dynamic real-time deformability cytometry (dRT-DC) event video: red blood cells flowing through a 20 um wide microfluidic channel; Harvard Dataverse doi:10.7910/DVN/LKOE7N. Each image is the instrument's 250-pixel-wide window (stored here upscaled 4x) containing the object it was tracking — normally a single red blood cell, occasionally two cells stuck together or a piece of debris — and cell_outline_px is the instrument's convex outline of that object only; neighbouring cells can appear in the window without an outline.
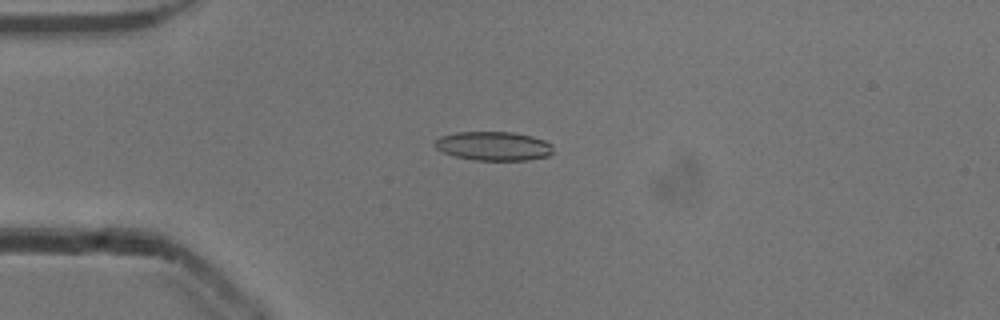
{"species": "common noctule bat (a hibernating species)", "species_latin": "Nyctalus noctula", "temperature_condition": "cold", "stored_images_in_passage": 52, "camera_frame_rate_fps": 3000, "um_per_image_px": 0.085, "animal": {"sex": "male", "body_mass_g": 13.3}, "frame": {"image": 1, "passage_image": 13, "time_ms": 4.0, "image_size_px": [1000, 320], "cell_outline_px": [[552, 152], [548, 156], [528, 160], [476, 160], [456, 156], [444, 152], [436, 148], [436, 140], [440, 136], [456, 132], [512, 132], [532, 136], [544, 140], [552, 144]], "centroid_in_image_um": [41.98, 12.41], "position_along_channel_um": 43.0, "area_um2": 19.83}}
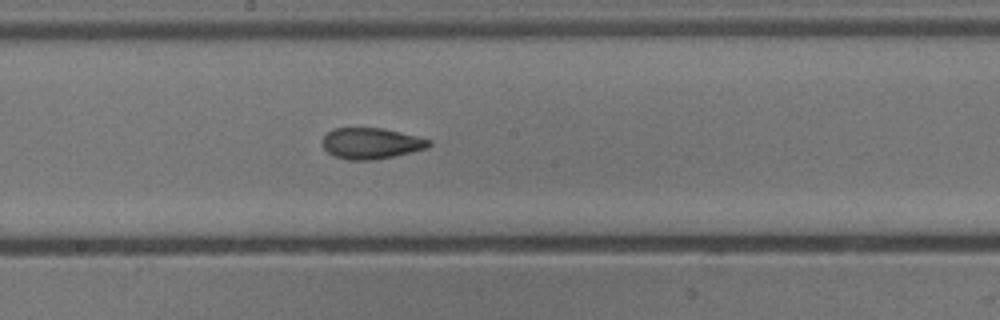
{"frame": {"image": 2, "passage_image": 28, "time_ms": 9.0, "image_size_px": [1000, 320], "cell_outline_px": [[432, 144], [428, 148], [392, 156], [372, 160], [348, 160], [336, 156], [328, 152], [324, 148], [324, 136], [332, 128], [380, 128], [416, 136], [432, 140]], "centroid_in_image_um": [31.56, 12.18], "position_along_channel_um": 216.6, "area_um2": 18.96}}
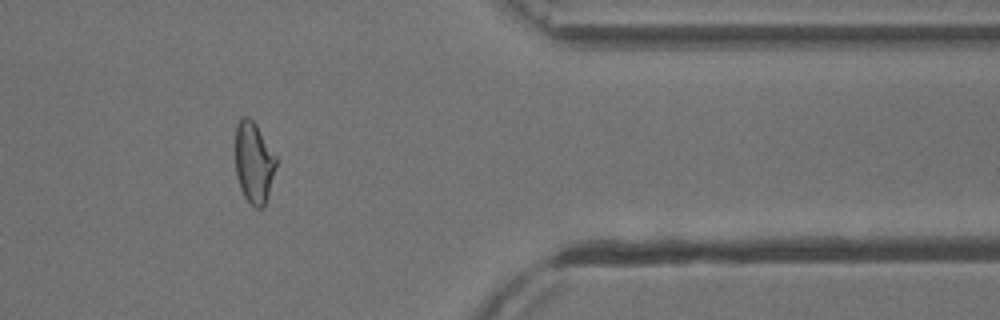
{"frame": {"image": 3, "passage_image": 43, "time_ms": 14.0, "image_size_px": [1000, 320], "cell_outline_px": [[276, 164], [268, 196], [264, 204], [260, 208], [256, 208], [244, 196], [240, 188], [236, 176], [236, 124], [240, 116], [248, 116], [256, 124], [276, 156]], "centroid_in_image_um": [21.56, 13.78], "position_along_channel_um": 389.8, "area_um2": 19.13}, "authors_computed_cell_mechanics": {"area_um2": 19.7676, "velocity_mm_per_s": 3.8962, "shape_relaxation_time_tau1_ms": 6.9363, "shape_relaxation_time_tau2_ms": 2.5734, "deformation_change_tau1": 0.1725, "deformation_change_tau2": 0.1003}}